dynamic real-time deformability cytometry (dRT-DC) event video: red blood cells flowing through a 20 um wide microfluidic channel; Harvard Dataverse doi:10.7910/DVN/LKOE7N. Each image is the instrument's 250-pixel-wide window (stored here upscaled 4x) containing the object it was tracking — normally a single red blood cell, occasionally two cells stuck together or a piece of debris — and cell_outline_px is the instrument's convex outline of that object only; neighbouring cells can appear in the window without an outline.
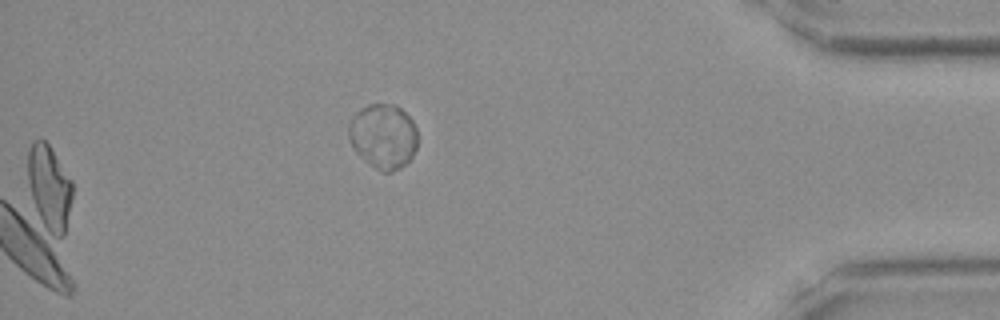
{"species": "Egyptian fruit bat (a non-hibernating species)", "species_latin": "Rousettus aegyptiacus", "temperature_condition": "room temperature", "stored_images_in_passage": 41, "camera_frame_rate_fps": 3000, "um_per_image_px": 0.085, "frame": {"image": 1, "passage_image": 41, "time_ms": 13.333, "image_size_px": [1000, 320], "cell_outline_px": [[416, 148], [412, 156], [400, 168], [392, 172], [384, 172], [376, 168], [364, 160], [352, 148], [348, 140], [348, 124], [352, 116], [360, 108], [368, 104], [396, 104], [412, 120], [416, 128]], "centroid_in_image_um": [32.53, 11.56], "position_along_channel_um": 402.7, "area_um2": 26.13}}